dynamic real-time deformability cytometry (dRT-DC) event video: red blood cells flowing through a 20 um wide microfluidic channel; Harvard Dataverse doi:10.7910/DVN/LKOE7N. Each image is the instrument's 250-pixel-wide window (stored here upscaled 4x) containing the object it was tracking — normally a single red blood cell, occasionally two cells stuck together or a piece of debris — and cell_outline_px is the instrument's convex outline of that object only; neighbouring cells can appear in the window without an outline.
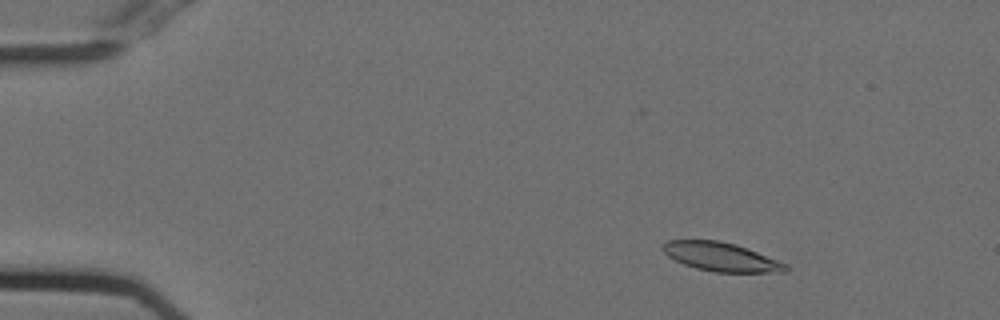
{"species": "Egyptian fruit bat (a non-hibernating species)", "species_latin": "Rousettus aegyptiacus", "temperature_condition": "cold", "stored_images_in_passage": 54, "camera_frame_rate_fps": 3000, "um_per_image_px": 0.085, "animal": {"sex": "female"}, "frame": {"image": 1, "passage_image": 7, "time_ms": 2.0, "image_size_px": [1000, 320], "cell_outline_px": [[788, 272], [716, 272], [696, 268], [684, 264], [668, 256], [660, 248], [668, 240], [720, 240], [736, 244], [788, 264]], "centroid_in_image_um": [61.3, 21.83], "position_along_channel_um": 23.7, "area_um2": 20.52}}
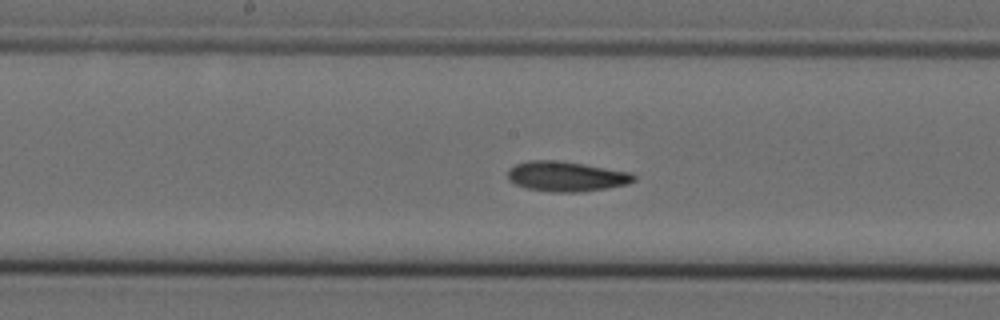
{"frame": {"image": 2, "passage_image": 28, "time_ms": 9.0, "image_size_px": [1000, 320], "cell_outline_px": [[636, 180], [628, 184], [604, 188], [576, 192], [552, 192], [524, 188], [508, 180], [508, 168], [516, 164], [528, 160], [556, 160], [584, 164], [632, 172], [636, 176]], "centroid_in_image_um": [48.12, 14.99], "position_along_channel_um": 200.1, "area_um2": 22.14}}
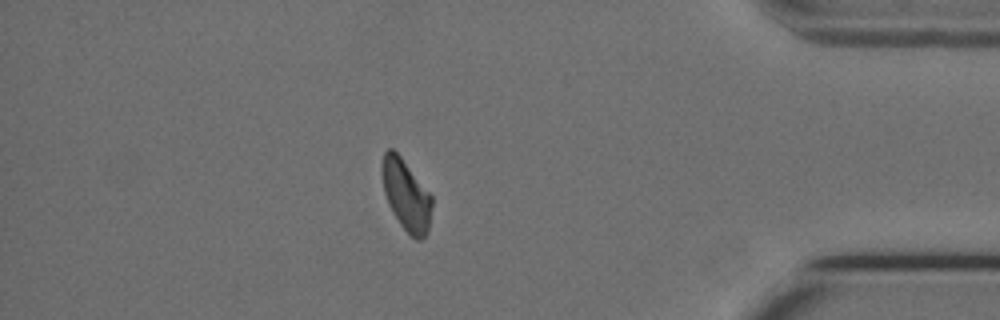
{"frame": {"image": 3, "passage_image": 47, "time_ms": 15.333, "image_size_px": [1000, 320], "cell_outline_px": [[432, 204], [428, 232], [420, 240], [416, 240], [400, 224], [392, 212], [388, 204], [384, 192], [380, 168], [380, 164], [384, 152], [388, 148], [392, 148], [400, 156], [432, 196]], "centroid_in_image_um": [34.49, 16.56], "position_along_channel_um": 400.7, "area_um2": 20.58}, "authors_computed_cell_mechanics": {"area_um2": 21.3571, "velocity_mm_per_s": 3.7185, "shape_relaxation_time_tau1_ms": 6.3887, "shape_relaxation_time_tau2_ms": 3.8324, "deformation_change_tau1": 0.1668, "deformation_change_tau2": 0.1047}}